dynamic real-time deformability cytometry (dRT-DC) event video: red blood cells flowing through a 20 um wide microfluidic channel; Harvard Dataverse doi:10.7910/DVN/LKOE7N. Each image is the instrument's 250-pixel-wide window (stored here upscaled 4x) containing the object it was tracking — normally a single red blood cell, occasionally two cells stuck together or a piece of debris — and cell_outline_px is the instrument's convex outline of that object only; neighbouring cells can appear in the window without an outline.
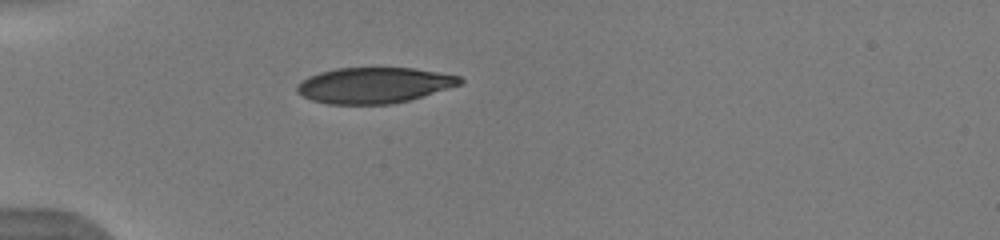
{"species": "human", "species_latin": "Homo sapiens", "temperature_condition": "warm", "stored_images_in_passage": 36, "camera_frame_rate_fps": 3000, "um_per_image_px": 0.085, "donor": {"sex": "male"}, "frame": {"image": 1, "passage_image": 1, "time_ms": 0.0, "image_size_px": [1000, 240], "cell_outline_px": [[464, 84], [412, 100], [392, 104], [328, 104], [312, 100], [296, 92], [296, 84], [300, 80], [308, 76], [320, 72], [336, 68], [412, 68], [460, 76], [464, 80]], "centroid_in_image_um": [31.81, 7.25], "position_along_channel_um": 53.2, "area_um2": 34.33}}
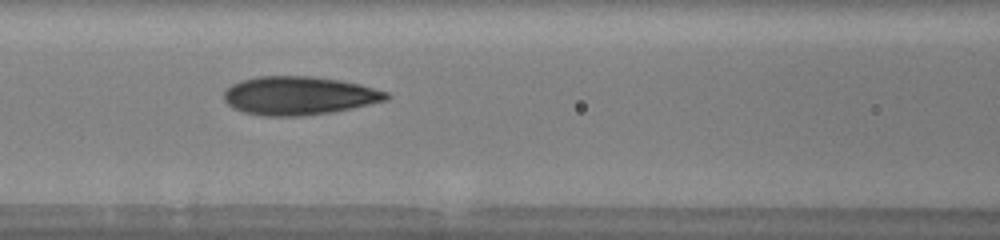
{"frame": {"image": 2, "passage_image": 9, "time_ms": 2.667, "image_size_px": [1000, 240], "cell_outline_px": [[392, 96], [388, 100], [352, 108], [332, 112], [304, 116], [264, 116], [244, 112], [232, 108], [224, 100], [224, 92], [232, 84], [240, 80], [256, 76], [312, 76], [340, 80], [360, 84], [388, 92]], "centroid_in_image_um": [25.42, 8.13], "position_along_channel_um": 141.2, "area_um2": 36.65}}
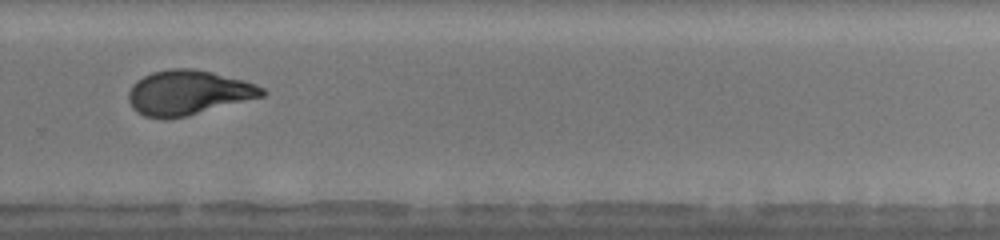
{"frame": {"image": 3, "passage_image": 22, "time_ms": 7.0, "image_size_px": [1000, 240], "cell_outline_px": [[268, 92], [264, 96], [184, 116], [164, 120], [144, 116], [136, 112], [132, 108], [128, 100], [128, 92], [132, 84], [136, 80], [152, 72], [168, 68], [192, 68], [212, 72], [244, 80], [256, 84], [264, 88]], "centroid_in_image_um": [15.96, 7.87], "position_along_channel_um": 313.8, "area_um2": 34.91}, "authors_computed_cell_mechanics": {"area_um2": 34.68, "velocity_mm_per_s": 3.986, "shape_relaxation_time_tau1_ms": 5.1333, "shape_relaxation_time_tau2_ms": 1.184, "deformation_change_tau1": 0.2032, "deformation_change_tau2": 0.0655}}